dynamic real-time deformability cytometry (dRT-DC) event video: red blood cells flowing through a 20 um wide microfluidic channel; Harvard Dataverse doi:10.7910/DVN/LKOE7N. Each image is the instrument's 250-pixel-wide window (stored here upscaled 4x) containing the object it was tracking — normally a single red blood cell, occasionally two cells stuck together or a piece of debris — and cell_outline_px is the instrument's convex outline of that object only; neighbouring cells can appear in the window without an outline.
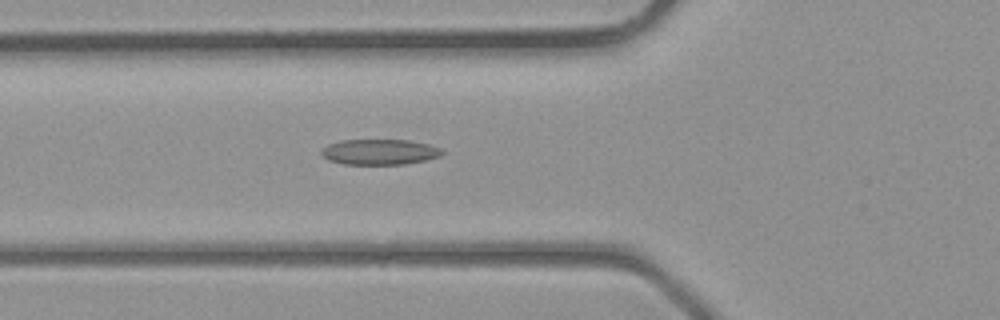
{"species": "common noctule bat (a hibernating species)", "species_latin": "Nyctalus noctula", "temperature_condition": "room temperature", "stored_images_in_passage": 38, "camera_frame_rate_fps": 3000, "um_per_image_px": 0.085, "animal": {"sex": "male", "body_mass_g": 23.1, "forearm_length_mm": 52.7}, "frame": {"image": 1, "passage_image": 14, "time_ms": 4.333, "image_size_px": [1000, 320], "cell_outline_px": [[444, 152], [440, 156], [424, 160], [404, 164], [344, 164], [328, 160], [320, 152], [328, 144], [340, 140], [408, 140], [428, 144], [440, 148]], "centroid_in_image_um": [32.26, 12.91], "position_along_channel_um": 93.5, "area_um2": 17.8}}
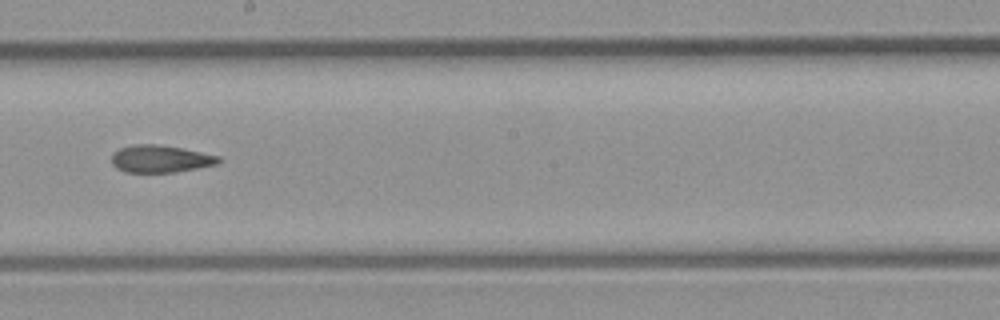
{"frame": {"image": 2, "passage_image": 22, "time_ms": 7.0, "image_size_px": [1000, 320], "cell_outline_px": [[224, 160], [216, 164], [176, 172], [124, 172], [116, 168], [112, 164], [112, 152], [120, 148], [132, 144], [156, 144], [180, 148], [220, 156]], "centroid_in_image_um": [13.61, 13.5], "position_along_channel_um": 234.6, "area_um2": 17.05}}
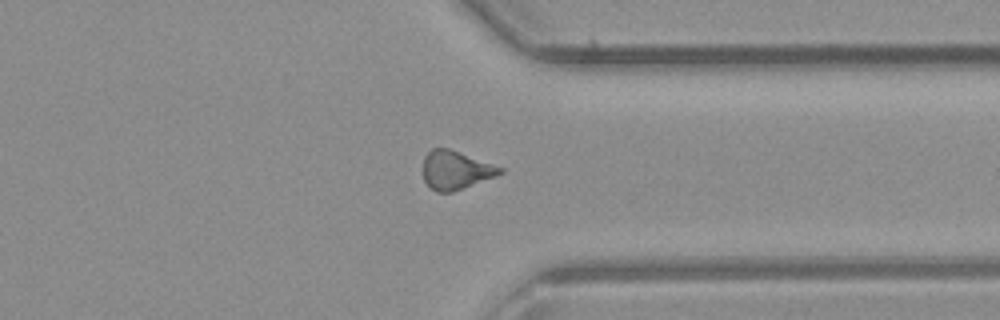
{"frame": {"image": 3, "passage_image": 30, "time_ms": 9.667, "image_size_px": [1000, 320], "cell_outline_px": [[504, 172], [496, 176], [452, 192], [436, 192], [424, 180], [424, 156], [432, 148], [448, 148], [504, 168]], "centroid_in_image_um": [38.74, 14.46], "position_along_channel_um": 372.7, "area_um2": 17.05}}